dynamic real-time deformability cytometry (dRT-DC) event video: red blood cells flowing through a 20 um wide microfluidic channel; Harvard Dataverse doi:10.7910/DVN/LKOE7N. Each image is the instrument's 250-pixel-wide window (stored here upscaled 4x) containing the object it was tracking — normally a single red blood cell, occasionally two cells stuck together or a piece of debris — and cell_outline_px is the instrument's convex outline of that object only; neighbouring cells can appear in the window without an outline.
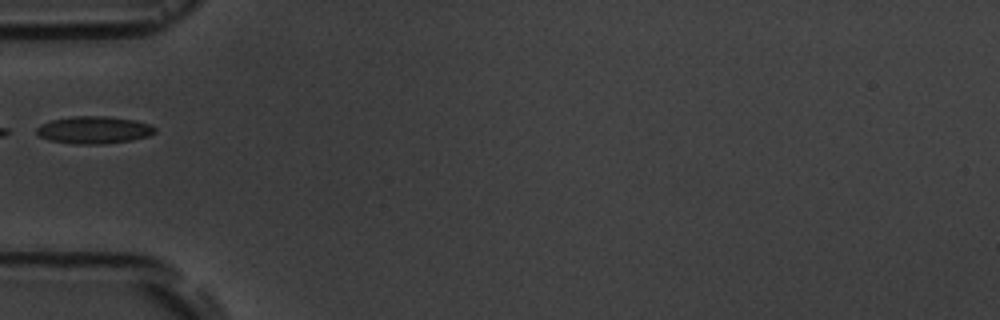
{"species": "common noctule bat (a hibernating species)", "species_latin": "Nyctalus noctula", "temperature_condition": "room temperature", "stored_images_in_passage": 5, "camera_frame_rate_fps": 3000, "um_per_image_px": 0.085, "animal": {"sex": "male", "body_mass_g": 19.5, "forearm_length_mm": 54.6}, "frame": {"image": 1, "passage_image": 5, "time_ms": 5.667, "image_size_px": [1000, 320], "cell_outline_px": [[156, 132], [148, 136], [132, 140], [104, 144], [76, 144], [48, 140], [40, 136], [36, 132], [36, 128], [40, 124], [52, 120], [72, 116], [108, 116], [136, 120], [152, 124], [156, 128]], "centroid_in_image_um": [8.01, 11.04], "position_along_channel_um": 77.0, "area_um2": 19.07}}